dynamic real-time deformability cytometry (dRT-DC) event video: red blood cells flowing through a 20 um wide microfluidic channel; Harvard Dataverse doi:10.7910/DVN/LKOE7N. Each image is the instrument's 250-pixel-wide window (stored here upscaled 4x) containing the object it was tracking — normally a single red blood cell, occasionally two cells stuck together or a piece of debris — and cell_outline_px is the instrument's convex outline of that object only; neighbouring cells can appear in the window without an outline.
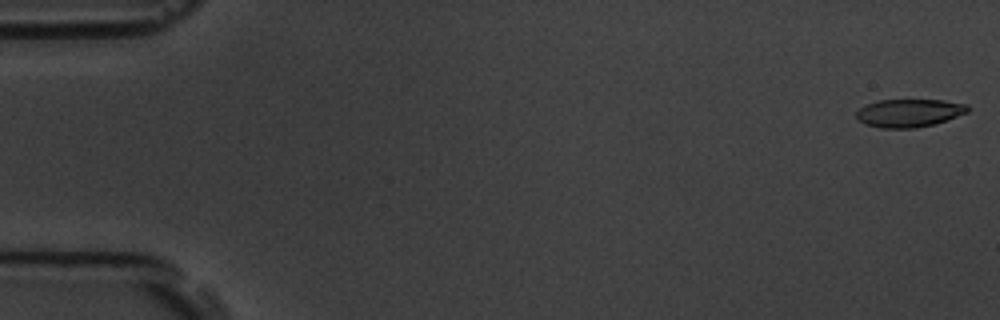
{"species": "common noctule bat (a hibernating species)", "species_latin": "Nyctalus noctula", "temperature_condition": "room temperature", "stored_images_in_passage": 6, "camera_frame_rate_fps": 3000, "um_per_image_px": 0.085, "animal": {"sex": "male", "body_mass_g": 19.5, "forearm_length_mm": 54.6}, "frame": {"image": 1, "passage_image": 1, "time_ms": 0.0, "image_size_px": [1000, 320], "cell_outline_px": [[968, 112], [936, 124], [916, 128], [880, 128], [864, 124], [856, 116], [856, 112], [860, 108], [868, 104], [880, 100], [940, 100], [968, 104]], "centroid_in_image_um": [77.29, 9.61], "position_along_channel_um": 7.7, "area_um2": 18.15}}
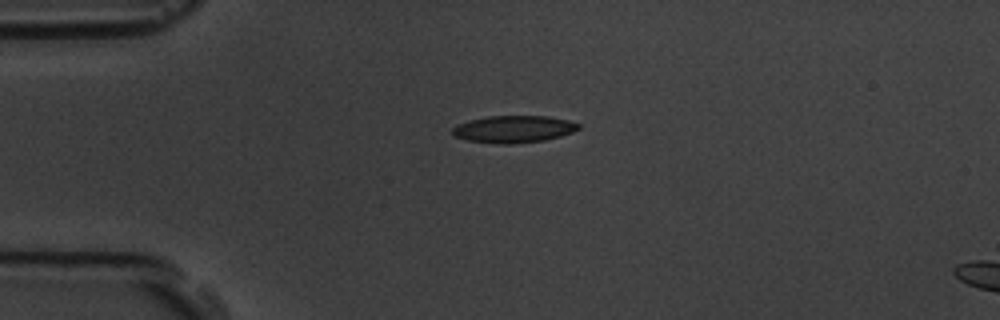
{"frame": {"image": 2, "passage_image": 4, "time_ms": 4.333, "image_size_px": [1000, 320], "cell_outline_px": [[580, 128], [572, 132], [560, 136], [544, 140], [512, 144], [500, 144], [468, 140], [456, 136], [452, 132], [452, 128], [456, 124], [488, 116], [548, 116], [568, 120], [580, 124]], "centroid_in_image_um": [43.68, 10.97], "position_along_channel_um": 41.3, "area_um2": 19.77}}
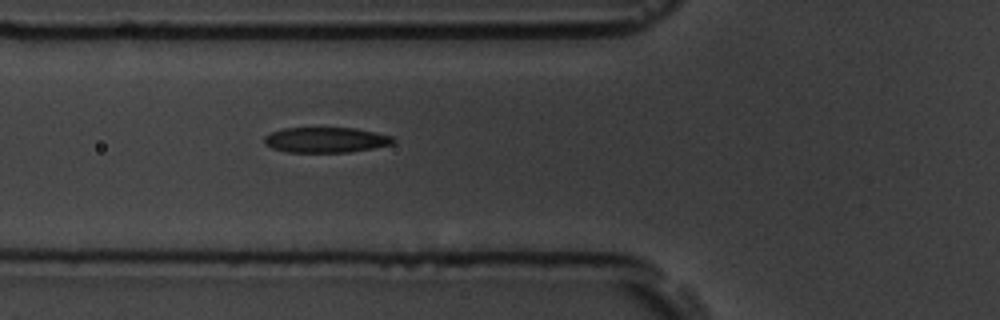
{"frame": {"image": 3, "passage_image": 6, "time_ms": 6.667, "image_size_px": [1000, 320], "cell_outline_px": [[396, 140], [392, 144], [372, 148], [348, 152], [288, 152], [272, 148], [264, 144], [264, 136], [272, 132], [284, 128], [352, 128], [376, 132], [392, 136]], "centroid_in_image_um": [27.69, 11.89], "position_along_channel_um": 98.1, "area_um2": 18.96}}